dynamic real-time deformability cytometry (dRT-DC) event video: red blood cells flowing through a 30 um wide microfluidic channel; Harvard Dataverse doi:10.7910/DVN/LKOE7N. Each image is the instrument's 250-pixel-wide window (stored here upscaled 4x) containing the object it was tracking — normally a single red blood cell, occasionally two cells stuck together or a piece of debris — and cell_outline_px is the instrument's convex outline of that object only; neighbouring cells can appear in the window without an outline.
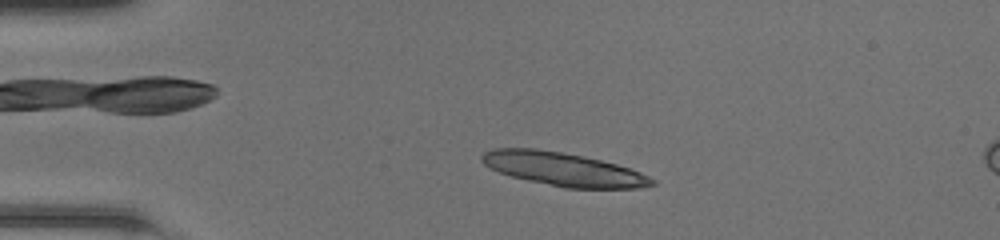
{"species": "common noctule bat (a hibernating species)", "species_latin": "Nyctalus noctula", "temperature_condition": "room temperature", "stored_images_in_passage": 7, "camera_frame_rate_fps": 3000, "um_per_image_px": 0.085, "animal": {"sex": "female", "body_mass_g": 20.0, "forearm_length_mm": 54.0}, "frame": {"image": 1, "passage_image": 2, "time_ms": 0.333, "image_size_px": [1000, 240], "cell_outline_px": [[656, 184], [640, 188], [564, 188], [528, 180], [512, 176], [488, 168], [480, 160], [480, 156], [484, 152], [492, 148], [536, 148], [560, 152], [600, 160], [616, 164], [640, 172], [656, 180]], "centroid_in_image_um": [47.85, 14.38], "position_along_channel_um": 37.2, "area_um2": 33.0}}